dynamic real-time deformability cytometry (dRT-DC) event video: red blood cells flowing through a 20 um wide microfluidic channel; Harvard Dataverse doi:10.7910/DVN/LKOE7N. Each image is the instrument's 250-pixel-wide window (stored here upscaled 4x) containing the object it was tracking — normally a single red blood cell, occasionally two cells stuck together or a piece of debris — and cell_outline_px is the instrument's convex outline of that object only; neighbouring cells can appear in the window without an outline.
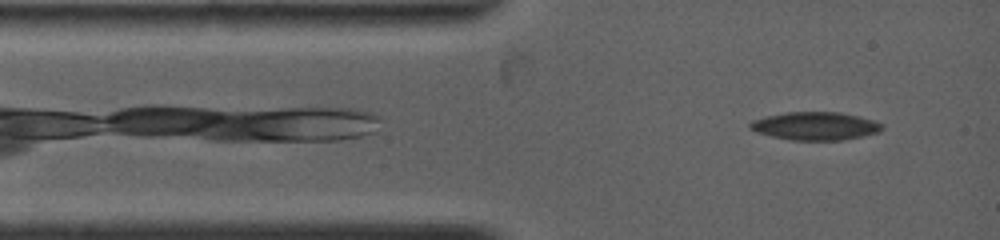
{"species": "common noctule bat (a hibernating species)", "species_latin": "Nyctalus noctula", "temperature_condition": "warm", "stored_images_in_passage": 4, "camera_frame_rate_fps": 4500, "um_per_image_px": 0.085, "animal": {"sex": "female", "body_mass_g": 19.0, "forearm_length_mm": 53.3}, "frame": {"image": 1, "passage_image": 1, "time_ms": 0.0, "image_size_px": [1000, 240], "cell_outline_px": [[884, 128], [880, 132], [840, 140], [792, 140], [772, 136], [756, 132], [748, 128], [748, 124], [752, 120], [764, 116], [784, 112], [840, 112], [872, 120], [884, 124]], "centroid_in_image_um": [69.26, 10.7], "position_along_channel_um": 15.7, "area_um2": 21.62}}
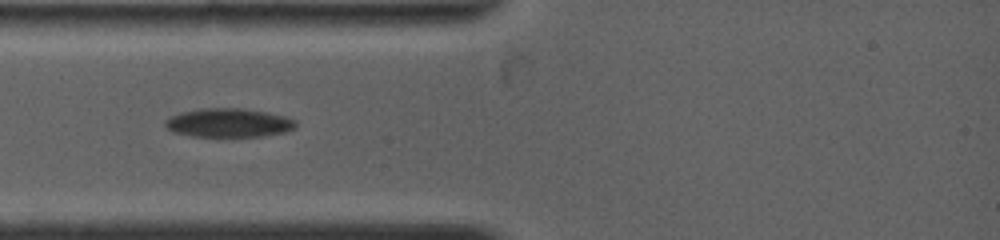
{"frame": {"image": 2, "passage_image": 3, "time_ms": 2.0, "image_size_px": [1000, 240], "cell_outline_px": [[296, 128], [284, 132], [260, 136], [192, 136], [172, 132], [164, 124], [164, 120], [168, 116], [180, 112], [200, 108], [240, 108], [268, 112], [284, 116], [296, 120]], "centroid_in_image_um": [19.4, 10.42], "position_along_channel_um": 65.6, "area_um2": 22.02}}
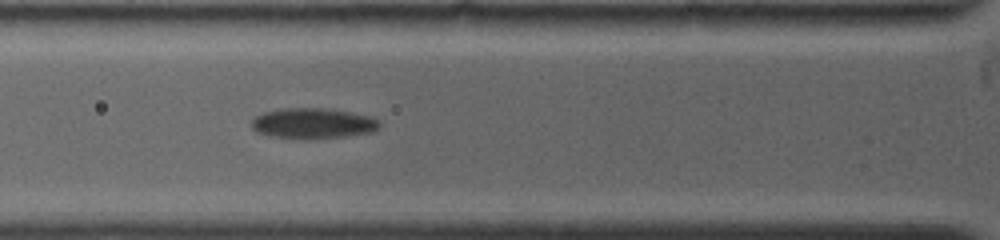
{"frame": {"image": 3, "passage_image": 4, "time_ms": 2.889, "image_size_px": [1000, 240], "cell_outline_px": [[380, 124], [376, 128], [368, 132], [344, 136], [272, 136], [256, 132], [252, 128], [252, 120], [256, 116], [264, 112], [280, 108], [324, 108], [352, 112], [368, 116], [376, 120]], "centroid_in_image_um": [26.54, 10.43], "position_along_channel_um": 99.3, "area_um2": 21.56}}